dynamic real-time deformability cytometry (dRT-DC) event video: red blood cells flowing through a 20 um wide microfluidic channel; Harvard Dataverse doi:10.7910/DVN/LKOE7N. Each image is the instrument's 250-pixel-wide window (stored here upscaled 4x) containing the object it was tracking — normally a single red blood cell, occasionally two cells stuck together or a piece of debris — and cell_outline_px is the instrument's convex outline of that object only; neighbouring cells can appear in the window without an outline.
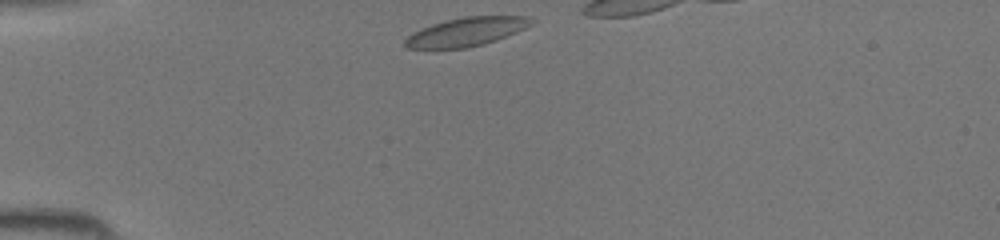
{"species": "common noctule bat (a hibernating species)", "species_latin": "Nyctalus noctula", "temperature_condition": "room temperature", "stored_images_in_passage": 10, "camera_frame_rate_fps": 3000, "um_per_image_px": 0.085, "animal": {"sex": "female", "body_mass_g": 19.5, "forearm_length_mm": 54.1}, "frame": {"image": 1, "passage_image": 1, "time_ms": 0.0, "image_size_px": [1000, 240], "cell_outline_px": [[536, 20], [532, 24], [516, 32], [496, 40], [484, 44], [468, 48], [408, 48], [404, 44], [404, 40], [412, 32], [432, 24], [464, 16], [528, 16]], "centroid_in_image_um": [39.66, 2.7], "position_along_channel_um": 45.3, "area_um2": 20.98}}
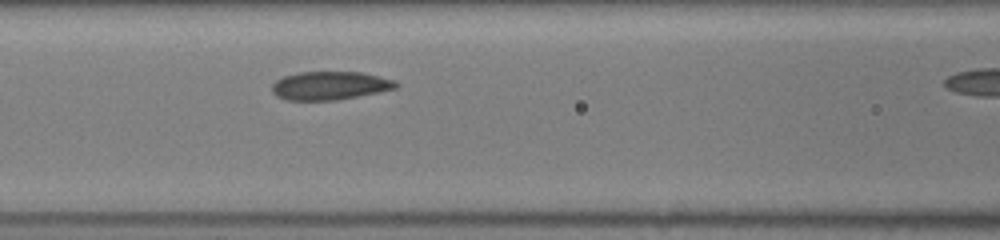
{"frame": {"image": 2, "passage_image": 9, "time_ms": 2.667, "image_size_px": [1000, 240], "cell_outline_px": [[400, 84], [396, 88], [336, 100], [284, 100], [276, 96], [272, 92], [272, 84], [276, 80], [284, 76], [300, 72], [360, 72], [396, 80]], "centroid_in_image_um": [28.01, 7.27], "position_along_channel_um": 138.6, "area_um2": 20.4}}